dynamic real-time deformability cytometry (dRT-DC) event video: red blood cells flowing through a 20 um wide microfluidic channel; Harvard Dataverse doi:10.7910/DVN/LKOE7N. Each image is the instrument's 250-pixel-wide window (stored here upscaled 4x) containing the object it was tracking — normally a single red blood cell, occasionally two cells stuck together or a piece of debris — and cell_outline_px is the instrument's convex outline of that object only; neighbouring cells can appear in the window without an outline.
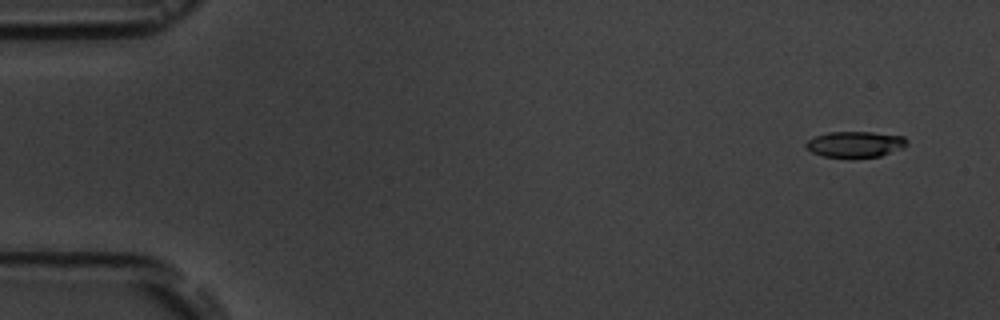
{"species": "common noctule bat (a hibernating species)", "species_latin": "Nyctalus noctula", "temperature_condition": "room temperature", "stored_images_in_passage": 4, "camera_frame_rate_fps": 3000, "um_per_image_px": 0.085, "animal": {"sex": "male", "body_mass_g": 19.5, "forearm_length_mm": 54.6}, "frame": {"image": 1, "passage_image": 1, "time_ms": 0.0, "image_size_px": [1000, 320], "cell_outline_px": [[908, 144], [904, 148], [880, 156], [824, 156], [812, 152], [804, 144], [808, 140], [816, 136], [828, 132], [872, 132], [904, 136], [908, 140]], "centroid_in_image_um": [72.75, 12.24], "position_along_channel_um": 12.3, "area_um2": 14.97}}
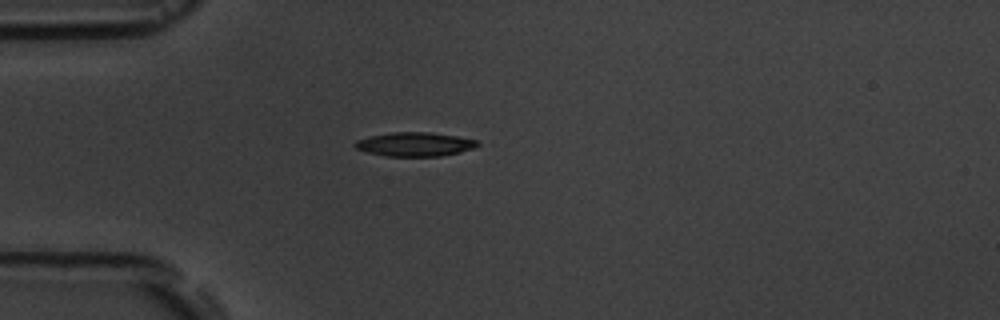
{"frame": {"image": 2, "passage_image": 4, "time_ms": 4.0, "image_size_px": [1000, 320], "cell_outline_px": [[480, 144], [476, 148], [460, 152], [440, 156], [384, 156], [368, 152], [356, 148], [352, 144], [356, 140], [368, 136], [392, 132], [428, 132], [456, 136], [476, 140]], "centroid_in_image_um": [35.24, 12.26], "position_along_channel_um": 49.8, "area_um2": 17.17}}